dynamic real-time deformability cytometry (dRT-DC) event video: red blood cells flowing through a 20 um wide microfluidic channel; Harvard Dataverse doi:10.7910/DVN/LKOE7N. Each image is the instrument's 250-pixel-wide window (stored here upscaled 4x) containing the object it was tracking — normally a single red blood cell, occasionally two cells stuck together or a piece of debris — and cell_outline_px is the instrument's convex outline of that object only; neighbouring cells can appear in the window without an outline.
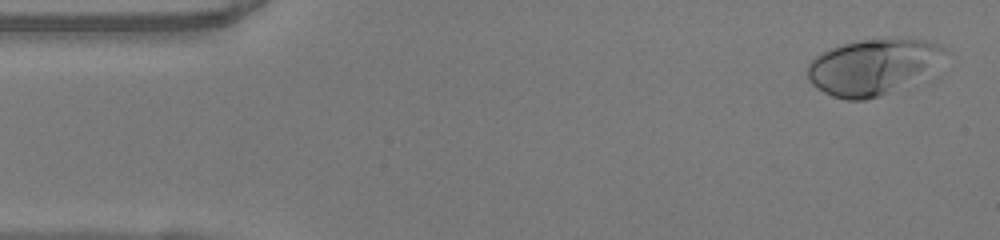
{"species": "human", "species_latin": "Homo sapiens", "temperature_condition": "warm", "stored_images_in_passage": 49, "camera_frame_rate_fps": 3000, "um_per_image_px": 0.085, "donor": {"sex": "female"}, "frame": {"image": 1, "passage_image": 2, "time_ms": 0.333, "image_size_px": [1000, 240], "cell_outline_px": [[944, 48], [940, 76], [932, 80], [880, 96], [864, 100], [848, 100], [832, 96], [816, 88], [808, 80], [808, 64], [820, 52], [828, 48], [860, 40], [888, 36], [928, 40]], "centroid_in_image_um": [74.38, 5.69], "position_along_channel_um": 10.6, "area_um2": 47.22}}
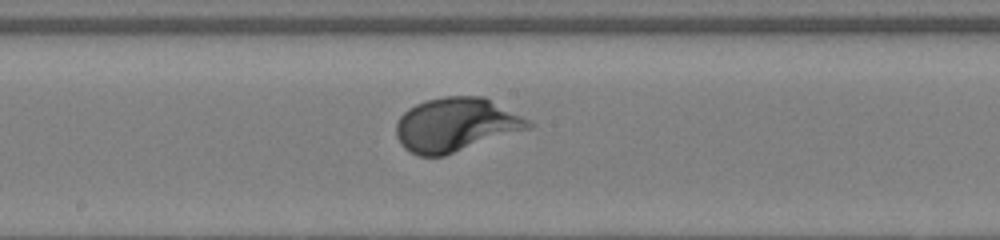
{"frame": {"image": 2, "passage_image": 25, "time_ms": 8.0, "image_size_px": [1000, 240], "cell_outline_px": [[536, 124], [532, 128], [444, 156], [420, 156], [404, 148], [400, 144], [396, 136], [396, 120], [408, 108], [424, 100], [444, 96], [484, 96]], "centroid_in_image_um": [38.74, 10.6], "position_along_channel_um": 209.5, "area_um2": 41.67}}
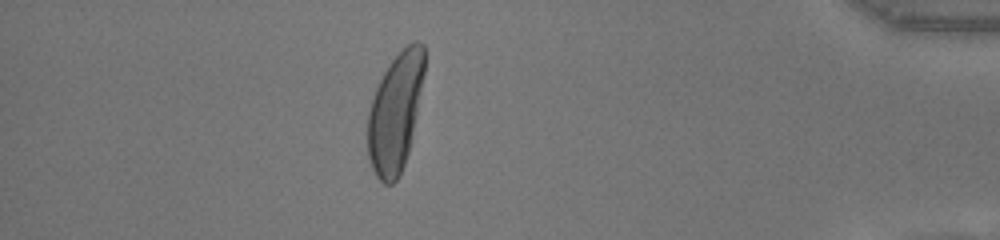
{"frame": {"image": 3, "passage_image": 43, "time_ms": 14.0, "image_size_px": [1000, 240], "cell_outline_px": [[424, 72], [416, 116], [408, 152], [404, 164], [396, 180], [392, 184], [384, 184], [376, 176], [368, 160], [368, 112], [376, 88], [384, 72], [392, 60], [408, 44], [416, 40], [424, 44]], "centroid_in_image_um": [33.59, 9.57], "position_along_channel_um": 401.6, "area_um2": 38.61}, "authors_computed_cell_mechanics": {"area_um2": 40.2288, "velocity_mm_per_s": 4.0363, "shape_relaxation_time_tau1_ms": 2.8622, "shape_relaxation_time_tau2_ms": null, "deformation_change_tau1": 0.1925, "deformation_change_tau2": null}}